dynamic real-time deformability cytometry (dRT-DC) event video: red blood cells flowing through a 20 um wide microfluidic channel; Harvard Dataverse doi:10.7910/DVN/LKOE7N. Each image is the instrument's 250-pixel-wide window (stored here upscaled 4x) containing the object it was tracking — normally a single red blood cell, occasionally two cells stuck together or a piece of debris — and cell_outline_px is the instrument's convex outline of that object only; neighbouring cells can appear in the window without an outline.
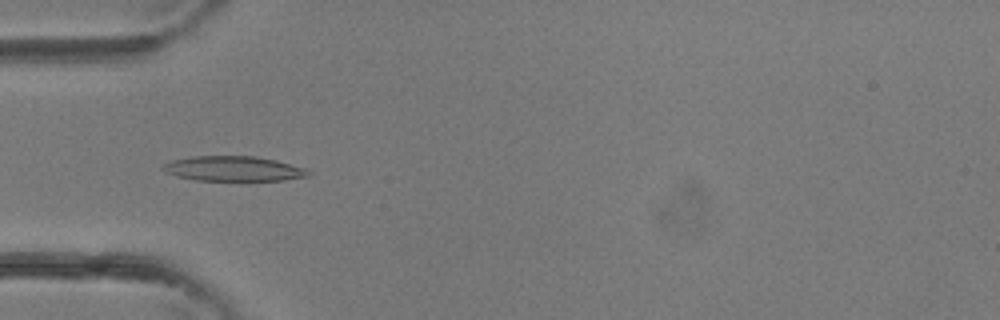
{"species": "common noctule bat (a hibernating species)", "species_latin": "Nyctalus noctula", "temperature_condition": "room temperature", "stored_images_in_passage": 36, "camera_frame_rate_fps": 3000, "um_per_image_px": 0.085, "animal": {"sex": "female"}, "frame": {"image": 1, "passage_image": 10, "time_ms": 3.0, "image_size_px": [1000, 320], "cell_outline_px": [[312, 176], [284, 180], [196, 180], [176, 176], [164, 172], [160, 168], [160, 164], [172, 160], [192, 156], [256, 156], [276, 160], [308, 168], [312, 172]], "centroid_in_image_um": [19.86, 14.33], "position_along_channel_um": 65.1, "area_um2": 21.5}}
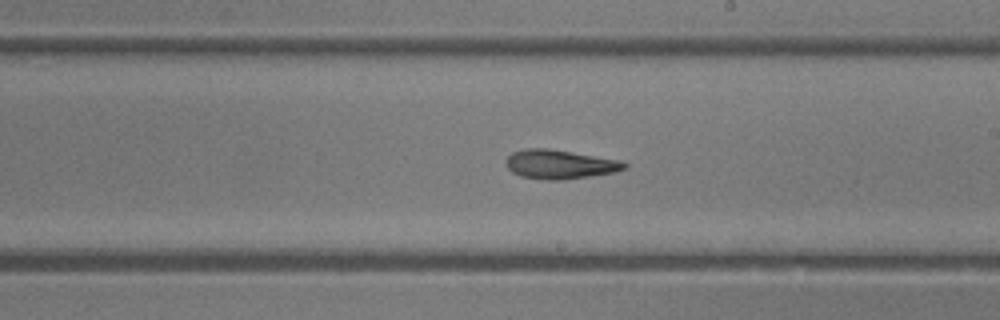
{"frame": {"image": 2, "passage_image": 20, "time_ms": 6.333, "image_size_px": [1000, 320], "cell_outline_px": [[628, 168], [616, 172], [564, 180], [548, 180], [520, 176], [512, 172], [504, 164], [508, 156], [512, 152], [524, 148], [548, 148], [620, 160], [628, 164]], "centroid_in_image_um": [47.58, 13.97], "position_along_channel_um": 241.4, "area_um2": 20.23}}
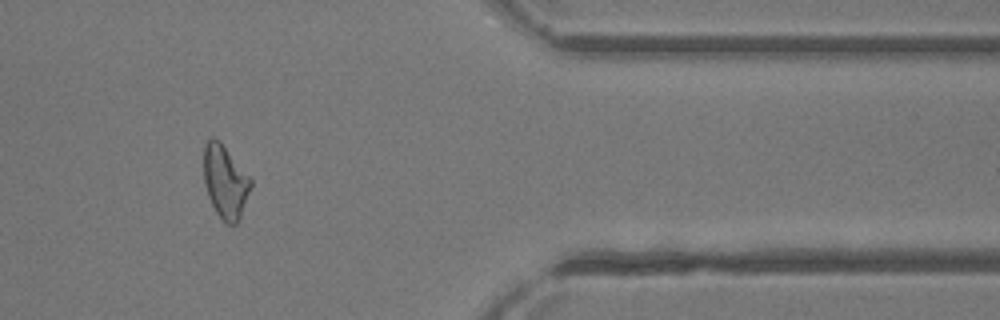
{"frame": {"image": 3, "passage_image": 30, "time_ms": 9.667, "image_size_px": [1000, 320], "cell_outline_px": [[252, 184], [240, 216], [236, 224], [224, 224], [216, 212], [208, 196], [204, 184], [204, 144], [212, 136], [220, 140], [252, 180]], "centroid_in_image_um": [19.12, 15.43], "position_along_channel_um": 392.3, "area_um2": 19.94}}